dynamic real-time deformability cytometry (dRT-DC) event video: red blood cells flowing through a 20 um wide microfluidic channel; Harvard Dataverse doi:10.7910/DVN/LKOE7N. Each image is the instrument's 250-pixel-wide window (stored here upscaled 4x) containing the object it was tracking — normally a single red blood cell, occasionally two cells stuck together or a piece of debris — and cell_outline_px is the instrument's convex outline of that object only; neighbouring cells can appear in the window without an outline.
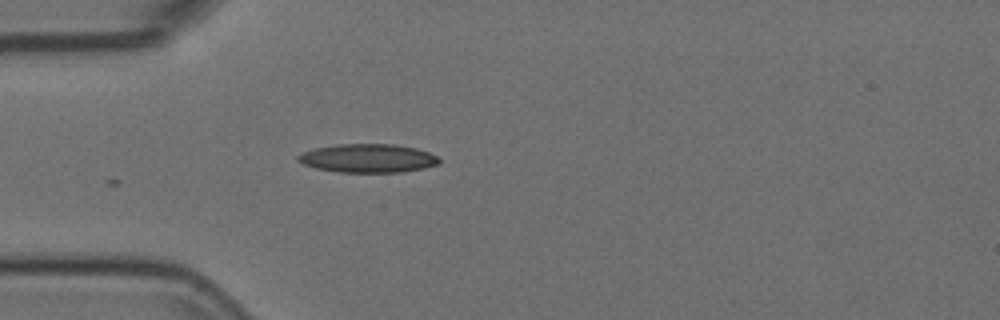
{"species": "Egyptian fruit bat (a non-hibernating species)", "species_latin": "Rousettus aegyptiacus", "temperature_condition": "room temperature", "stored_images_in_passage": 13, "camera_frame_rate_fps": 3000, "um_per_image_px": 0.085, "animal": {"sex": "female"}, "frame": {"image": 1, "passage_image": 1, "time_ms": 0.0, "image_size_px": [1000, 320], "cell_outline_px": [[440, 164], [424, 168], [400, 172], [340, 172], [316, 168], [304, 164], [296, 160], [296, 156], [300, 152], [312, 148], [336, 144], [392, 144], [416, 148], [428, 152], [436, 156], [440, 160]], "centroid_in_image_um": [31.23, 13.44], "position_along_channel_um": 53.8, "area_um2": 23.64}}
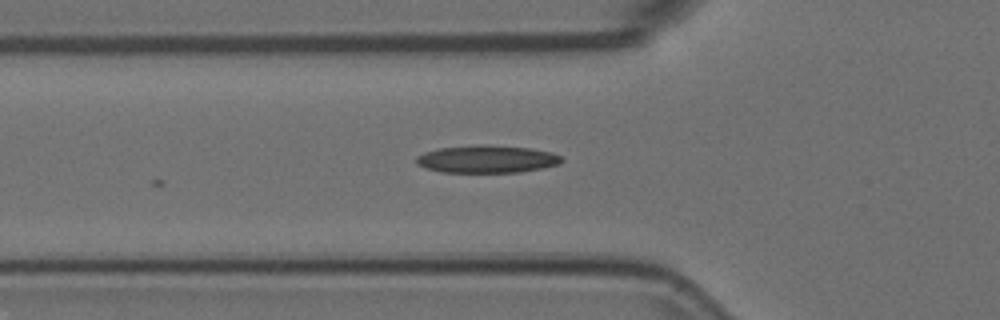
{"frame": {"image": 2, "passage_image": 4, "time_ms": 1.0, "image_size_px": [1000, 320], "cell_outline_px": [[564, 160], [560, 164], [520, 172], [440, 172], [424, 168], [416, 164], [416, 156], [424, 152], [440, 148], [476, 144], [484, 144], [532, 148], [552, 152], [560, 156]], "centroid_in_image_um": [41.37, 13.51], "position_along_channel_um": 84.4, "area_um2": 23.58}}
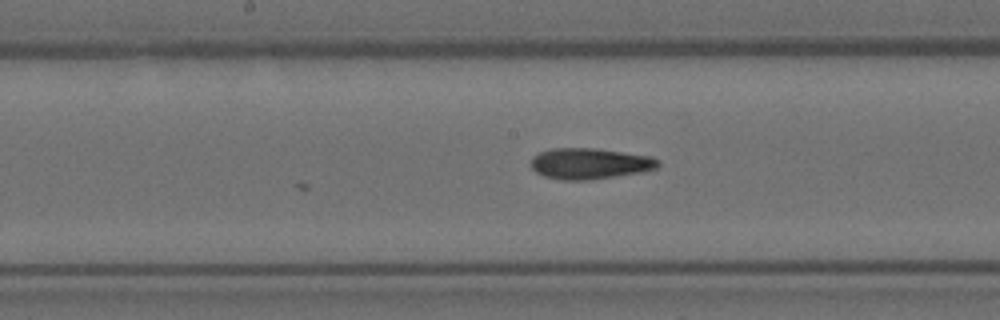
{"frame": {"image": 3, "passage_image": 13, "time_ms": 4.0, "image_size_px": [1000, 320], "cell_outline_px": [[660, 164], [656, 168], [640, 172], [584, 180], [560, 180], [544, 176], [536, 172], [532, 168], [532, 156], [540, 152], [552, 148], [596, 148], [648, 156], [660, 160]], "centroid_in_image_um": [50.09, 13.89], "position_along_channel_um": 198.1, "area_um2": 22.66}}